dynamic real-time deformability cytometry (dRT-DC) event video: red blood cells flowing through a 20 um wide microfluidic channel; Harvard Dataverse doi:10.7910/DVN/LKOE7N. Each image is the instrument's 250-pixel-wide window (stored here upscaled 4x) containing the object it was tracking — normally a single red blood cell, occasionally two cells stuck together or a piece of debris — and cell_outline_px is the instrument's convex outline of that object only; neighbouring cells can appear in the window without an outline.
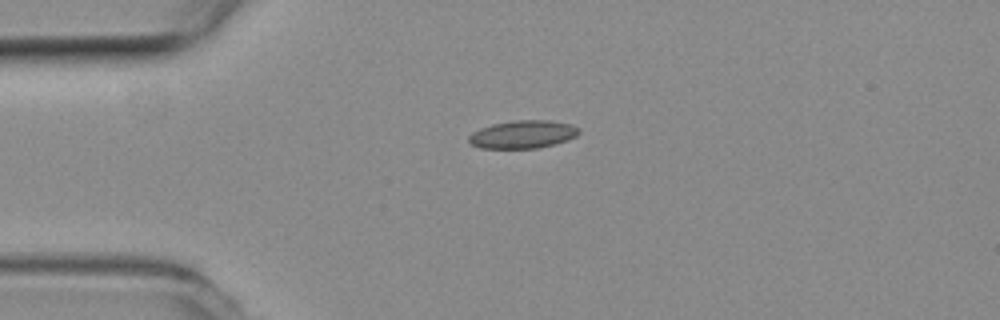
{"species": "common noctule bat (a hibernating species)", "species_latin": "Nyctalus noctula", "temperature_condition": "room temperature", "stored_images_in_passage": 42, "camera_frame_rate_fps": 3000, "um_per_image_px": 0.085, "animal": {"sex": "female", "body_mass_g": 19.3, "forearm_length_mm": 54.1}, "frame": {"image": 1, "passage_image": 1, "time_ms": 0.0, "image_size_px": [1000, 320], "cell_outline_px": [[580, 132], [576, 136], [568, 140], [540, 148], [480, 148], [472, 144], [468, 140], [468, 136], [472, 132], [480, 128], [492, 124], [516, 120], [548, 120], [572, 124], [580, 128]], "centroid_in_image_um": [44.46, 11.42], "position_along_channel_um": 40.5, "area_um2": 18.03}}
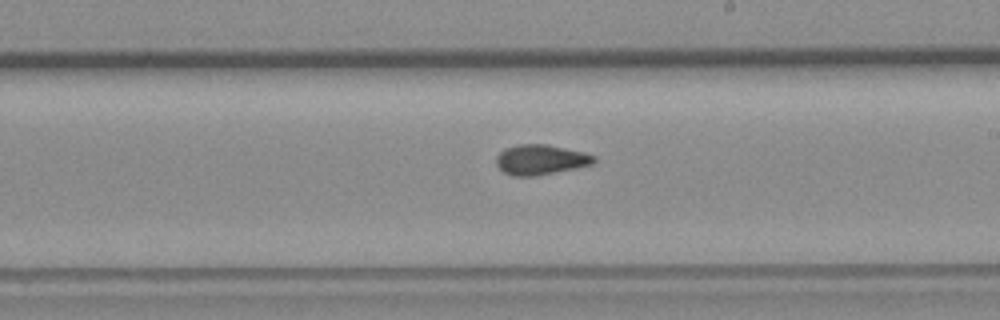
{"frame": {"image": 2, "passage_image": 19, "time_ms": 6.0, "image_size_px": [1000, 320], "cell_outline_px": [[596, 160], [592, 164], [576, 168], [536, 176], [512, 176], [504, 172], [496, 164], [496, 156], [504, 148], [520, 144], [544, 144], [584, 152], [596, 156]], "centroid_in_image_um": [45.94, 13.57], "position_along_channel_um": 243.1, "area_um2": 17.11}}
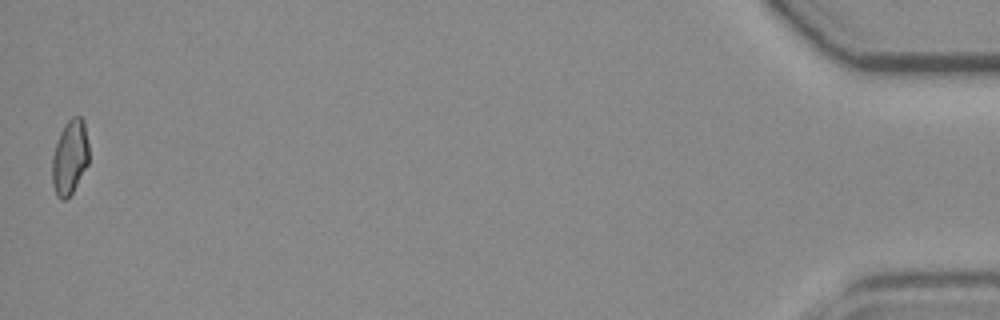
{"frame": {"image": 3, "passage_image": 42, "time_ms": 13.667, "image_size_px": [1000, 320], "cell_outline_px": [[88, 164], [72, 192], [64, 200], [60, 200], [56, 196], [52, 184], [52, 156], [60, 132], [64, 124], [72, 116], [80, 116], [84, 120], [88, 144]], "centroid_in_image_um": [5.92, 13.35], "position_along_channel_um": 429.3, "area_um2": 16.01}, "authors_computed_cell_mechanics": {"area_um2": 16.7909, "velocity_mm_per_s": 3.7661, "shape_relaxation_time_tau1_ms": null, "shape_relaxation_time_tau2_ms": 2.1046, "deformation_change_tau1": null, "deformation_change_tau2": 0.0781}}